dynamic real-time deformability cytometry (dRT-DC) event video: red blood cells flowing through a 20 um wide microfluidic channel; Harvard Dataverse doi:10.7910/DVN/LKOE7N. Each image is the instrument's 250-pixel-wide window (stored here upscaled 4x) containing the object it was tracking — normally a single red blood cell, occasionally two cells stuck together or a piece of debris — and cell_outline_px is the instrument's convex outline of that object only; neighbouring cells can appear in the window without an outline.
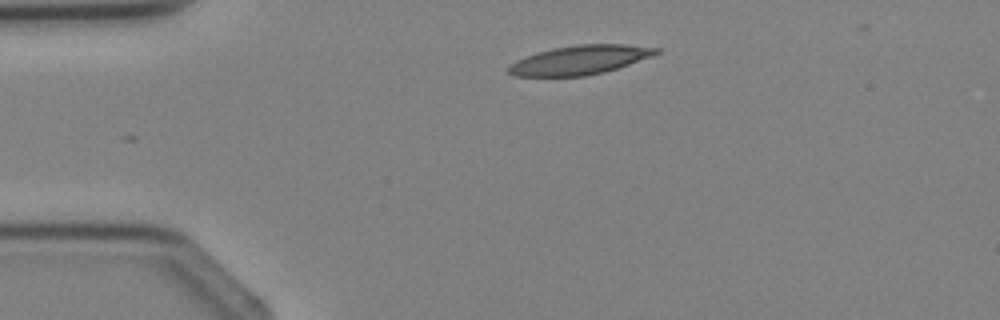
{"species": "Egyptian fruit bat (a non-hibernating species)", "species_latin": "Rousettus aegyptiacus", "temperature_condition": "cold", "stored_images_in_passage": 2, "camera_frame_rate_fps": 3000, "um_per_image_px": 0.085, "animal": {"sex": "female"}, "frame": {"image": 1, "passage_image": 1, "time_ms": 0.0, "image_size_px": [1000, 320], "cell_outline_px": [[660, 52], [652, 56], [604, 72], [584, 76], [516, 76], [508, 72], [508, 68], [516, 60], [552, 48], [576, 44], [624, 44], [660, 48]], "centroid_in_image_um": [49.31, 5.09], "position_along_channel_um": 35.7, "area_um2": 24.68}}
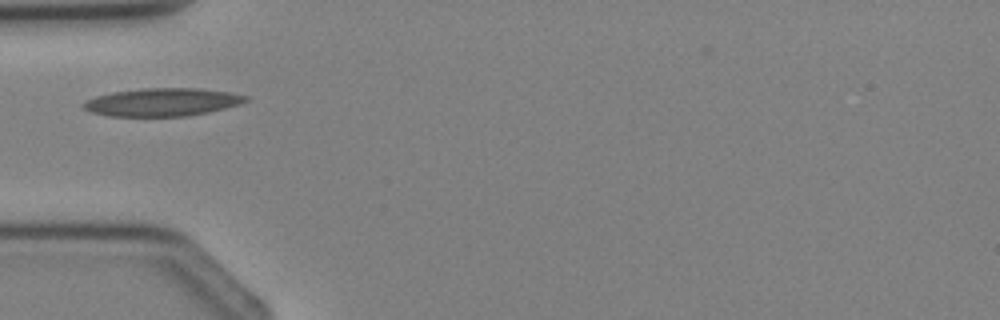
{"frame": {"image": 2, "passage_image": 2, "time_ms": 1.333, "image_size_px": [1000, 320], "cell_outline_px": [[248, 100], [240, 104], [224, 108], [188, 116], [108, 116], [92, 112], [84, 108], [84, 104], [88, 100], [96, 96], [112, 92], [144, 88], [200, 88], [228, 92], [248, 96]], "centroid_in_image_um": [13.82, 8.67], "position_along_channel_um": 71.2, "area_um2": 26.18}}